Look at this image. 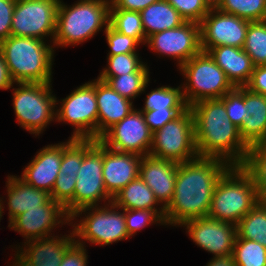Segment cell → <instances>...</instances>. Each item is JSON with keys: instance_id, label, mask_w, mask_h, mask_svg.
Here are the masks:
<instances>
[{"instance_id": "8d00e7d4", "label": "cell", "mask_w": 266, "mask_h": 266, "mask_svg": "<svg viewBox=\"0 0 266 266\" xmlns=\"http://www.w3.org/2000/svg\"><path fill=\"white\" fill-rule=\"evenodd\" d=\"M69 138L67 142H62V161L59 171L78 175L83 160V139Z\"/></svg>"}, {"instance_id": "816d5d0a", "label": "cell", "mask_w": 266, "mask_h": 266, "mask_svg": "<svg viewBox=\"0 0 266 266\" xmlns=\"http://www.w3.org/2000/svg\"><path fill=\"white\" fill-rule=\"evenodd\" d=\"M14 256L15 261L13 262L12 266H29L17 254H15Z\"/></svg>"}, {"instance_id": "5bb4252c", "label": "cell", "mask_w": 266, "mask_h": 266, "mask_svg": "<svg viewBox=\"0 0 266 266\" xmlns=\"http://www.w3.org/2000/svg\"><path fill=\"white\" fill-rule=\"evenodd\" d=\"M160 56L177 60V67L202 51L200 24L186 21L181 26L164 30L147 37L145 45Z\"/></svg>"}, {"instance_id": "1f68e13d", "label": "cell", "mask_w": 266, "mask_h": 266, "mask_svg": "<svg viewBox=\"0 0 266 266\" xmlns=\"http://www.w3.org/2000/svg\"><path fill=\"white\" fill-rule=\"evenodd\" d=\"M165 108H188L183 94L182 86H161L152 89L145 98V104L140 111L165 110Z\"/></svg>"}, {"instance_id": "4dcf8cb0", "label": "cell", "mask_w": 266, "mask_h": 266, "mask_svg": "<svg viewBox=\"0 0 266 266\" xmlns=\"http://www.w3.org/2000/svg\"><path fill=\"white\" fill-rule=\"evenodd\" d=\"M109 24L118 32L135 38L141 45L145 44V32L140 12L116 9L111 4Z\"/></svg>"}, {"instance_id": "44dd1931", "label": "cell", "mask_w": 266, "mask_h": 266, "mask_svg": "<svg viewBox=\"0 0 266 266\" xmlns=\"http://www.w3.org/2000/svg\"><path fill=\"white\" fill-rule=\"evenodd\" d=\"M62 161V142L43 147L21 175V179L32 187L51 194L58 177Z\"/></svg>"}, {"instance_id": "7dc6e473", "label": "cell", "mask_w": 266, "mask_h": 266, "mask_svg": "<svg viewBox=\"0 0 266 266\" xmlns=\"http://www.w3.org/2000/svg\"><path fill=\"white\" fill-rule=\"evenodd\" d=\"M160 0H110L116 9L140 12L152 3Z\"/></svg>"}, {"instance_id": "74e56055", "label": "cell", "mask_w": 266, "mask_h": 266, "mask_svg": "<svg viewBox=\"0 0 266 266\" xmlns=\"http://www.w3.org/2000/svg\"><path fill=\"white\" fill-rule=\"evenodd\" d=\"M220 100L225 105L228 119L240 129L247 115V107L244 106V87H234Z\"/></svg>"}, {"instance_id": "4fadbf2b", "label": "cell", "mask_w": 266, "mask_h": 266, "mask_svg": "<svg viewBox=\"0 0 266 266\" xmlns=\"http://www.w3.org/2000/svg\"><path fill=\"white\" fill-rule=\"evenodd\" d=\"M153 132L142 111L134 108L125 118L109 128L98 140L108 148L141 157L149 155Z\"/></svg>"}, {"instance_id": "ffe728a7", "label": "cell", "mask_w": 266, "mask_h": 266, "mask_svg": "<svg viewBox=\"0 0 266 266\" xmlns=\"http://www.w3.org/2000/svg\"><path fill=\"white\" fill-rule=\"evenodd\" d=\"M75 239L73 229L68 236L59 237L53 233V236L25 241L24 248L16 247L19 249L15 253L29 266H59Z\"/></svg>"}, {"instance_id": "db71d44e", "label": "cell", "mask_w": 266, "mask_h": 266, "mask_svg": "<svg viewBox=\"0 0 266 266\" xmlns=\"http://www.w3.org/2000/svg\"><path fill=\"white\" fill-rule=\"evenodd\" d=\"M79 2H110V0H79Z\"/></svg>"}, {"instance_id": "f546056e", "label": "cell", "mask_w": 266, "mask_h": 266, "mask_svg": "<svg viewBox=\"0 0 266 266\" xmlns=\"http://www.w3.org/2000/svg\"><path fill=\"white\" fill-rule=\"evenodd\" d=\"M242 166L254 179L259 201L266 202V142L250 146Z\"/></svg>"}, {"instance_id": "52a82bcc", "label": "cell", "mask_w": 266, "mask_h": 266, "mask_svg": "<svg viewBox=\"0 0 266 266\" xmlns=\"http://www.w3.org/2000/svg\"><path fill=\"white\" fill-rule=\"evenodd\" d=\"M178 68L187 81L182 84V94L188 107L202 100L220 99L234 88L208 52L201 51Z\"/></svg>"}, {"instance_id": "b9f144b4", "label": "cell", "mask_w": 266, "mask_h": 266, "mask_svg": "<svg viewBox=\"0 0 266 266\" xmlns=\"http://www.w3.org/2000/svg\"><path fill=\"white\" fill-rule=\"evenodd\" d=\"M76 178L77 175L64 174L62 171H59L50 194L51 198L65 207L73 199Z\"/></svg>"}, {"instance_id": "d6a6232c", "label": "cell", "mask_w": 266, "mask_h": 266, "mask_svg": "<svg viewBox=\"0 0 266 266\" xmlns=\"http://www.w3.org/2000/svg\"><path fill=\"white\" fill-rule=\"evenodd\" d=\"M255 66L266 65V22H250L242 48Z\"/></svg>"}, {"instance_id": "7a4b0ae2", "label": "cell", "mask_w": 266, "mask_h": 266, "mask_svg": "<svg viewBox=\"0 0 266 266\" xmlns=\"http://www.w3.org/2000/svg\"><path fill=\"white\" fill-rule=\"evenodd\" d=\"M189 108L194 117L198 156L243 165L250 147L241 138L239 128L228 119L224 103L220 99L202 100Z\"/></svg>"}, {"instance_id": "30bf717a", "label": "cell", "mask_w": 266, "mask_h": 266, "mask_svg": "<svg viewBox=\"0 0 266 266\" xmlns=\"http://www.w3.org/2000/svg\"><path fill=\"white\" fill-rule=\"evenodd\" d=\"M149 155L177 163L198 157L194 117L189 107L174 120L153 132Z\"/></svg>"}, {"instance_id": "d6986e66", "label": "cell", "mask_w": 266, "mask_h": 266, "mask_svg": "<svg viewBox=\"0 0 266 266\" xmlns=\"http://www.w3.org/2000/svg\"><path fill=\"white\" fill-rule=\"evenodd\" d=\"M177 168V162L151 155L143 156L140 162L139 177L149 186L164 208L173 197Z\"/></svg>"}, {"instance_id": "277c9868", "label": "cell", "mask_w": 266, "mask_h": 266, "mask_svg": "<svg viewBox=\"0 0 266 266\" xmlns=\"http://www.w3.org/2000/svg\"><path fill=\"white\" fill-rule=\"evenodd\" d=\"M258 202L251 174L242 165H231L215 186L207 217L237 224Z\"/></svg>"}, {"instance_id": "3957f363", "label": "cell", "mask_w": 266, "mask_h": 266, "mask_svg": "<svg viewBox=\"0 0 266 266\" xmlns=\"http://www.w3.org/2000/svg\"><path fill=\"white\" fill-rule=\"evenodd\" d=\"M42 39L9 36L0 50L14 83H51L54 47Z\"/></svg>"}, {"instance_id": "836d02e7", "label": "cell", "mask_w": 266, "mask_h": 266, "mask_svg": "<svg viewBox=\"0 0 266 266\" xmlns=\"http://www.w3.org/2000/svg\"><path fill=\"white\" fill-rule=\"evenodd\" d=\"M218 10L248 21H264L266 0H222Z\"/></svg>"}, {"instance_id": "d4e9b609", "label": "cell", "mask_w": 266, "mask_h": 266, "mask_svg": "<svg viewBox=\"0 0 266 266\" xmlns=\"http://www.w3.org/2000/svg\"><path fill=\"white\" fill-rule=\"evenodd\" d=\"M244 106L247 115L239 129L241 138L249 147L266 142V96L244 87Z\"/></svg>"}, {"instance_id": "6da1fadb", "label": "cell", "mask_w": 266, "mask_h": 266, "mask_svg": "<svg viewBox=\"0 0 266 266\" xmlns=\"http://www.w3.org/2000/svg\"><path fill=\"white\" fill-rule=\"evenodd\" d=\"M231 165L216 157H200L178 163L175 190L165 207V225L207 217L215 186Z\"/></svg>"}, {"instance_id": "7bdbcfd3", "label": "cell", "mask_w": 266, "mask_h": 266, "mask_svg": "<svg viewBox=\"0 0 266 266\" xmlns=\"http://www.w3.org/2000/svg\"><path fill=\"white\" fill-rule=\"evenodd\" d=\"M187 108H165V110L142 111L145 122L152 132L162 128L167 122L174 120Z\"/></svg>"}, {"instance_id": "bcb514c9", "label": "cell", "mask_w": 266, "mask_h": 266, "mask_svg": "<svg viewBox=\"0 0 266 266\" xmlns=\"http://www.w3.org/2000/svg\"><path fill=\"white\" fill-rule=\"evenodd\" d=\"M245 87L251 92L266 96V65L255 66L250 81Z\"/></svg>"}, {"instance_id": "603a6c76", "label": "cell", "mask_w": 266, "mask_h": 266, "mask_svg": "<svg viewBox=\"0 0 266 266\" xmlns=\"http://www.w3.org/2000/svg\"><path fill=\"white\" fill-rule=\"evenodd\" d=\"M207 52L234 87H245L248 84L255 65L242 48L224 45L210 48Z\"/></svg>"}, {"instance_id": "2e32d148", "label": "cell", "mask_w": 266, "mask_h": 266, "mask_svg": "<svg viewBox=\"0 0 266 266\" xmlns=\"http://www.w3.org/2000/svg\"><path fill=\"white\" fill-rule=\"evenodd\" d=\"M188 236L203 250L213 253V257L233 254L237 236L236 224L223 222L209 217H201L184 222Z\"/></svg>"}, {"instance_id": "9c48e42d", "label": "cell", "mask_w": 266, "mask_h": 266, "mask_svg": "<svg viewBox=\"0 0 266 266\" xmlns=\"http://www.w3.org/2000/svg\"><path fill=\"white\" fill-rule=\"evenodd\" d=\"M103 144L95 139H83V160L78 170L73 199L64 207L71 217L84 207L112 202L103 180Z\"/></svg>"}, {"instance_id": "ba28073f", "label": "cell", "mask_w": 266, "mask_h": 266, "mask_svg": "<svg viewBox=\"0 0 266 266\" xmlns=\"http://www.w3.org/2000/svg\"><path fill=\"white\" fill-rule=\"evenodd\" d=\"M13 89V109L17 124L35 136L56 119L59 100L53 96L52 83H15Z\"/></svg>"}, {"instance_id": "e575fe53", "label": "cell", "mask_w": 266, "mask_h": 266, "mask_svg": "<svg viewBox=\"0 0 266 266\" xmlns=\"http://www.w3.org/2000/svg\"><path fill=\"white\" fill-rule=\"evenodd\" d=\"M232 256L236 266H266V248L254 240L236 238Z\"/></svg>"}, {"instance_id": "ac0fdd59", "label": "cell", "mask_w": 266, "mask_h": 266, "mask_svg": "<svg viewBox=\"0 0 266 266\" xmlns=\"http://www.w3.org/2000/svg\"><path fill=\"white\" fill-rule=\"evenodd\" d=\"M141 159L137 154L118 152L103 145L104 187L112 198L139 176Z\"/></svg>"}, {"instance_id": "9a60e30c", "label": "cell", "mask_w": 266, "mask_h": 266, "mask_svg": "<svg viewBox=\"0 0 266 266\" xmlns=\"http://www.w3.org/2000/svg\"><path fill=\"white\" fill-rule=\"evenodd\" d=\"M250 22L218 9H210L199 23L202 51L224 45L243 48Z\"/></svg>"}, {"instance_id": "cb8c5ba5", "label": "cell", "mask_w": 266, "mask_h": 266, "mask_svg": "<svg viewBox=\"0 0 266 266\" xmlns=\"http://www.w3.org/2000/svg\"><path fill=\"white\" fill-rule=\"evenodd\" d=\"M8 219L9 223L18 215L33 208H39L50 199V193L32 187L18 176L10 175L7 178Z\"/></svg>"}, {"instance_id": "d590c367", "label": "cell", "mask_w": 266, "mask_h": 266, "mask_svg": "<svg viewBox=\"0 0 266 266\" xmlns=\"http://www.w3.org/2000/svg\"><path fill=\"white\" fill-rule=\"evenodd\" d=\"M108 67L98 77H114L132 72H149L147 63H143L138 53L116 54L107 56Z\"/></svg>"}, {"instance_id": "8fae6325", "label": "cell", "mask_w": 266, "mask_h": 266, "mask_svg": "<svg viewBox=\"0 0 266 266\" xmlns=\"http://www.w3.org/2000/svg\"><path fill=\"white\" fill-rule=\"evenodd\" d=\"M76 88L66 98L61 99L60 108L56 107L55 121H63L75 127L71 138L97 140L95 79Z\"/></svg>"}, {"instance_id": "7402d4cb", "label": "cell", "mask_w": 266, "mask_h": 266, "mask_svg": "<svg viewBox=\"0 0 266 266\" xmlns=\"http://www.w3.org/2000/svg\"><path fill=\"white\" fill-rule=\"evenodd\" d=\"M97 99V140L112 126L125 118L135 107L133 101L121 96L106 82L95 79Z\"/></svg>"}, {"instance_id": "60d3db41", "label": "cell", "mask_w": 266, "mask_h": 266, "mask_svg": "<svg viewBox=\"0 0 266 266\" xmlns=\"http://www.w3.org/2000/svg\"><path fill=\"white\" fill-rule=\"evenodd\" d=\"M185 19L200 23L205 15L210 11L203 0H166Z\"/></svg>"}, {"instance_id": "7c38bea8", "label": "cell", "mask_w": 266, "mask_h": 266, "mask_svg": "<svg viewBox=\"0 0 266 266\" xmlns=\"http://www.w3.org/2000/svg\"><path fill=\"white\" fill-rule=\"evenodd\" d=\"M60 0H16L11 36L32 37L53 42Z\"/></svg>"}, {"instance_id": "e0dca14e", "label": "cell", "mask_w": 266, "mask_h": 266, "mask_svg": "<svg viewBox=\"0 0 266 266\" xmlns=\"http://www.w3.org/2000/svg\"><path fill=\"white\" fill-rule=\"evenodd\" d=\"M70 223V216L65 208L51 198L39 208L29 209L16 216L8 227L21 234L27 241L49 237L57 225L60 227V224L63 226Z\"/></svg>"}, {"instance_id": "681fc988", "label": "cell", "mask_w": 266, "mask_h": 266, "mask_svg": "<svg viewBox=\"0 0 266 266\" xmlns=\"http://www.w3.org/2000/svg\"><path fill=\"white\" fill-rule=\"evenodd\" d=\"M205 266H236L232 255L224 257H213Z\"/></svg>"}, {"instance_id": "f6af8a7d", "label": "cell", "mask_w": 266, "mask_h": 266, "mask_svg": "<svg viewBox=\"0 0 266 266\" xmlns=\"http://www.w3.org/2000/svg\"><path fill=\"white\" fill-rule=\"evenodd\" d=\"M87 250L76 241L66 250L59 266H87Z\"/></svg>"}, {"instance_id": "484cf974", "label": "cell", "mask_w": 266, "mask_h": 266, "mask_svg": "<svg viewBox=\"0 0 266 266\" xmlns=\"http://www.w3.org/2000/svg\"><path fill=\"white\" fill-rule=\"evenodd\" d=\"M112 202L122 209L153 210L164 221L165 208L162 205L157 208L156 205L160 203L153 191L139 176L121 189Z\"/></svg>"}, {"instance_id": "83f0119b", "label": "cell", "mask_w": 266, "mask_h": 266, "mask_svg": "<svg viewBox=\"0 0 266 266\" xmlns=\"http://www.w3.org/2000/svg\"><path fill=\"white\" fill-rule=\"evenodd\" d=\"M236 238L254 240L266 248V202L259 201L237 224Z\"/></svg>"}, {"instance_id": "f907efd6", "label": "cell", "mask_w": 266, "mask_h": 266, "mask_svg": "<svg viewBox=\"0 0 266 266\" xmlns=\"http://www.w3.org/2000/svg\"><path fill=\"white\" fill-rule=\"evenodd\" d=\"M209 9H217L222 0H203Z\"/></svg>"}, {"instance_id": "ab89813d", "label": "cell", "mask_w": 266, "mask_h": 266, "mask_svg": "<svg viewBox=\"0 0 266 266\" xmlns=\"http://www.w3.org/2000/svg\"><path fill=\"white\" fill-rule=\"evenodd\" d=\"M104 32L108 46L110 48L107 56L137 53L136 48L140 45V43L135 38L118 32L110 24L106 29H104Z\"/></svg>"}, {"instance_id": "f5cc1de1", "label": "cell", "mask_w": 266, "mask_h": 266, "mask_svg": "<svg viewBox=\"0 0 266 266\" xmlns=\"http://www.w3.org/2000/svg\"><path fill=\"white\" fill-rule=\"evenodd\" d=\"M2 199H3V198L0 197V220H1L2 216H3V215H2V214L4 213L3 210H4V208H5V207H4V202L2 201Z\"/></svg>"}, {"instance_id": "5b68a950", "label": "cell", "mask_w": 266, "mask_h": 266, "mask_svg": "<svg viewBox=\"0 0 266 266\" xmlns=\"http://www.w3.org/2000/svg\"><path fill=\"white\" fill-rule=\"evenodd\" d=\"M110 2H79L66 5L60 0L57 10L56 48L81 44L107 28L110 20Z\"/></svg>"}, {"instance_id": "4316f807", "label": "cell", "mask_w": 266, "mask_h": 266, "mask_svg": "<svg viewBox=\"0 0 266 266\" xmlns=\"http://www.w3.org/2000/svg\"><path fill=\"white\" fill-rule=\"evenodd\" d=\"M145 42L147 37L168 29H174L185 23V19L166 0L152 3L140 11Z\"/></svg>"}, {"instance_id": "c3c4849f", "label": "cell", "mask_w": 266, "mask_h": 266, "mask_svg": "<svg viewBox=\"0 0 266 266\" xmlns=\"http://www.w3.org/2000/svg\"><path fill=\"white\" fill-rule=\"evenodd\" d=\"M13 84H15L10 75L9 71L6 65V62L4 60L3 54L0 50V90H8L11 87H13Z\"/></svg>"}, {"instance_id": "f1b7e54d", "label": "cell", "mask_w": 266, "mask_h": 266, "mask_svg": "<svg viewBox=\"0 0 266 266\" xmlns=\"http://www.w3.org/2000/svg\"><path fill=\"white\" fill-rule=\"evenodd\" d=\"M98 78L131 101L145 92L150 82L149 72H132L120 76Z\"/></svg>"}, {"instance_id": "f35d334b", "label": "cell", "mask_w": 266, "mask_h": 266, "mask_svg": "<svg viewBox=\"0 0 266 266\" xmlns=\"http://www.w3.org/2000/svg\"><path fill=\"white\" fill-rule=\"evenodd\" d=\"M126 230L129 237L134 236L145 226L153 223L164 225V221L153 211L145 209H124Z\"/></svg>"}, {"instance_id": "ee69618b", "label": "cell", "mask_w": 266, "mask_h": 266, "mask_svg": "<svg viewBox=\"0 0 266 266\" xmlns=\"http://www.w3.org/2000/svg\"><path fill=\"white\" fill-rule=\"evenodd\" d=\"M16 0H0V42L11 36V24Z\"/></svg>"}, {"instance_id": "8992f818", "label": "cell", "mask_w": 266, "mask_h": 266, "mask_svg": "<svg viewBox=\"0 0 266 266\" xmlns=\"http://www.w3.org/2000/svg\"><path fill=\"white\" fill-rule=\"evenodd\" d=\"M79 216H84L80 217V221L77 220L79 223H70L78 244L86 247L85 242L88 241L90 244L103 246L130 238L126 230L124 209L117 207L113 202L79 209L71 215L70 221L73 222Z\"/></svg>"}]
</instances>
